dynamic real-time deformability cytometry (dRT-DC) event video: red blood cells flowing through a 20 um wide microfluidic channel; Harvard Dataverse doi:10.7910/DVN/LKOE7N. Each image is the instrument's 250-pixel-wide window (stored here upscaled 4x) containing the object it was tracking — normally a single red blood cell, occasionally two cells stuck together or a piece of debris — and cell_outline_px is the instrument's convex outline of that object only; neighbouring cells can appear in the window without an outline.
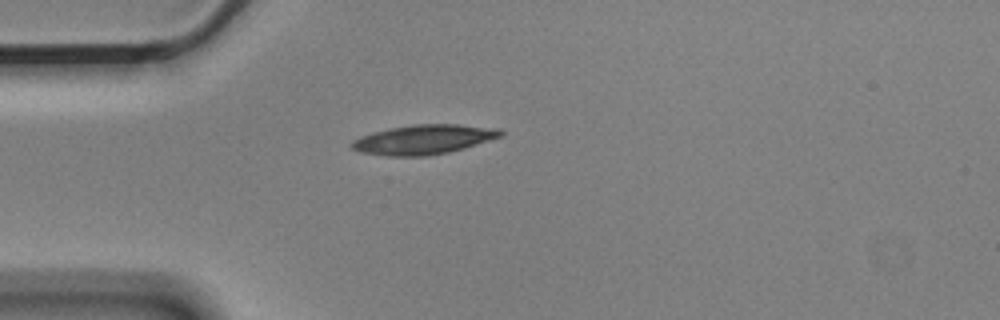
{"species": "Egyptian fruit bat (a non-hibernating species)", "species_latin": "Rousettus aegyptiacus", "temperature_condition": "cold", "stored_images_in_passage": 2, "camera_frame_rate_fps": 3000, "um_per_image_px": 0.085, "animal": {"sex": "male"}, "frame": {"image": 1, "passage_image": 1, "time_ms": 0.0, "image_size_px": [1000, 320], "cell_outline_px": [[504, 136], [464, 148], [448, 152], [428, 156], [388, 156], [360, 152], [352, 148], [348, 144], [352, 140], [360, 136], [392, 128], [412, 124], [456, 124], [496, 128], [504, 132]], "centroid_in_image_um": [36.01, 11.86], "position_along_channel_um": 49.0, "area_um2": 25.61}}